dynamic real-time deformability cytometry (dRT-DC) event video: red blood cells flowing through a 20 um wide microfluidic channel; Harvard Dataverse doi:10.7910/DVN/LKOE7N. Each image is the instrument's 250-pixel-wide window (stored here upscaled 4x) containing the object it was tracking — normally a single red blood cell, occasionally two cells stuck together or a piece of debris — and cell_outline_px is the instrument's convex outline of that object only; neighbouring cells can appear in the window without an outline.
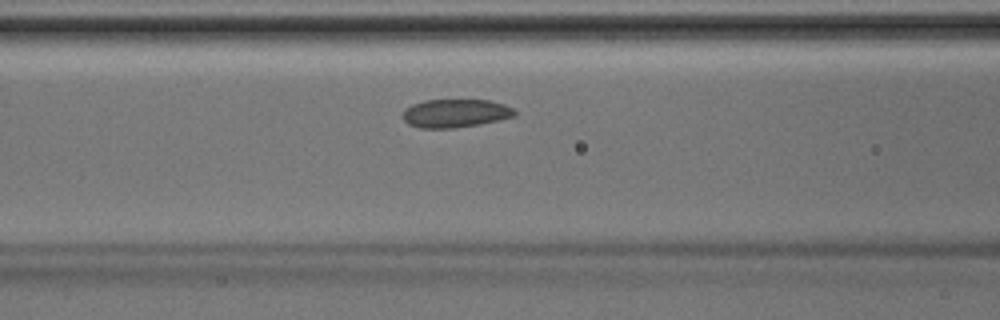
{"species": "Egyptian fruit bat (a non-hibernating species)", "species_latin": "Rousettus aegyptiacus", "temperature_condition": "room temperature", "stored_images_in_passage": 32, "camera_frame_rate_fps": 3000, "um_per_image_px": 0.085, "animal": {"sex": "male"}, "frame": {"image": 1, "passage_image": 11, "time_ms": 3.333, "image_size_px": [1000, 320], "cell_outline_px": [[516, 116], [500, 120], [452, 128], [420, 128], [408, 124], [404, 120], [404, 108], [412, 104], [424, 100], [488, 100], [504, 104], [512, 108], [516, 112]], "centroid_in_image_um": [38.7, 9.62], "position_along_channel_um": 127.9, "area_um2": 18.38}}
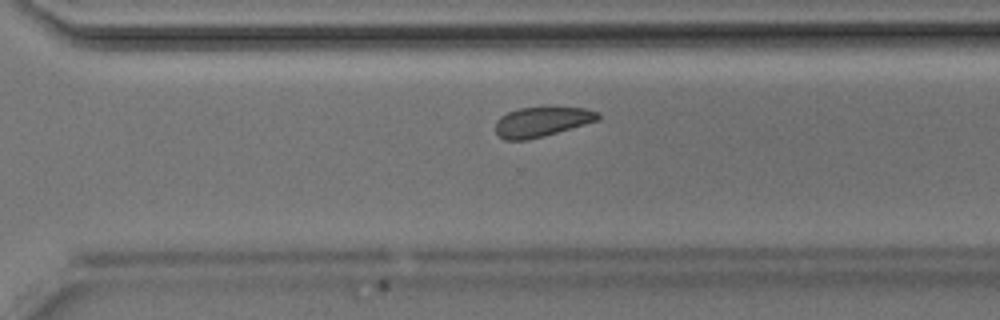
{"frame": {"image": 2, "passage_image": 24, "time_ms": 7.667, "image_size_px": [1000, 320], "cell_outline_px": [[600, 120], [544, 136], [528, 140], [504, 140], [496, 132], [496, 120], [500, 116], [516, 108], [584, 108], [600, 112]], "centroid_in_image_um": [46.05, 10.36], "position_along_channel_um": 324.5, "area_um2": 17.74}}
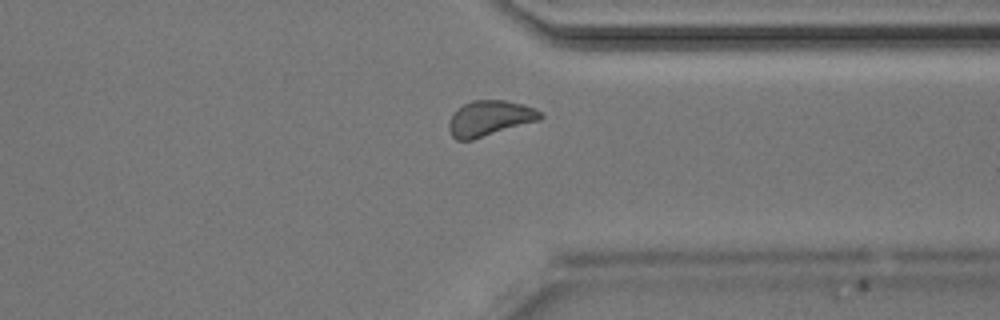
{"frame": {"image": 3, "passage_image": 27, "time_ms": 8.667, "image_size_px": [1000, 320], "cell_outline_px": [[544, 116], [540, 120], [472, 140], [456, 140], [452, 136], [448, 128], [448, 124], [452, 116], [464, 104], [472, 100], [504, 100], [524, 104], [536, 108]], "centroid_in_image_um": [41.66, 10.06], "position_along_channel_um": 369.7, "area_um2": 18.84}}